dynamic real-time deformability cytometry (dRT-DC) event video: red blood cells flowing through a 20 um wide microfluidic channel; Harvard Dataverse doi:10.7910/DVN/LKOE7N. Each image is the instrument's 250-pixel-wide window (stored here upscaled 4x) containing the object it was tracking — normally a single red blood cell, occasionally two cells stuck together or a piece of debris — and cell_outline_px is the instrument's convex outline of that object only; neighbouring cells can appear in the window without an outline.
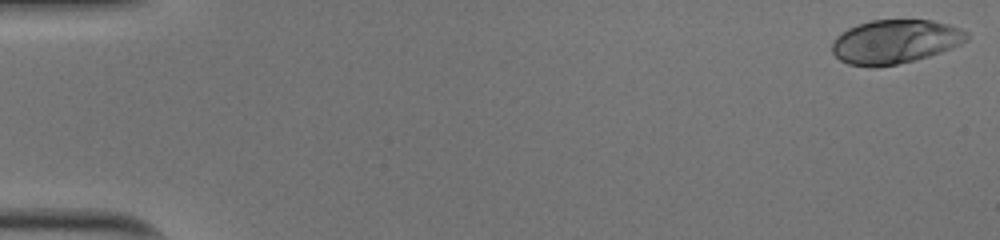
{"species": "human", "species_latin": "Homo sapiens", "temperature_condition": "cold", "stored_images_in_passage": 43, "camera_frame_rate_fps": 3000, "um_per_image_px": 0.085, "donor": {"sex": "male"}, "frame": {"image": 1, "passage_image": 1, "time_ms": 0.0, "image_size_px": [1000, 240], "cell_outline_px": [[968, 40], [952, 48], [916, 60], [876, 68], [872, 68], [848, 64], [840, 60], [832, 52], [832, 44], [836, 36], [848, 28], [872, 20], [932, 20], [948, 24], [960, 28], [968, 32]], "centroid_in_image_um": [76.08, 3.55], "position_along_channel_um": 8.9, "area_um2": 34.56}}
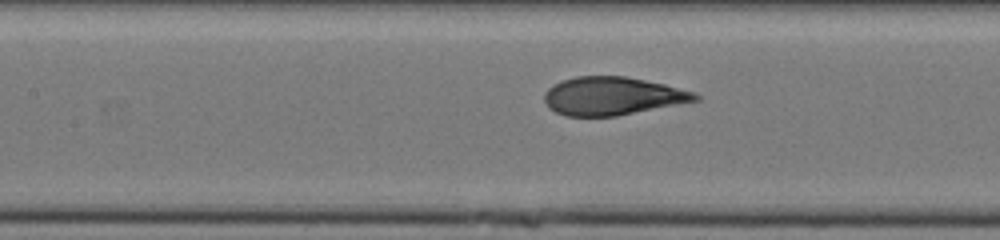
{"frame": {"image": 2, "passage_image": 24, "time_ms": 7.667, "image_size_px": [1000, 240], "cell_outline_px": [[700, 100], [616, 116], [564, 116], [548, 108], [544, 100], [544, 92], [552, 84], [560, 80], [576, 76], [624, 76], [664, 84], [696, 92], [700, 96]], "centroid_in_image_um": [52.02, 8.16], "position_along_channel_um": 155.4, "area_um2": 33.7}}
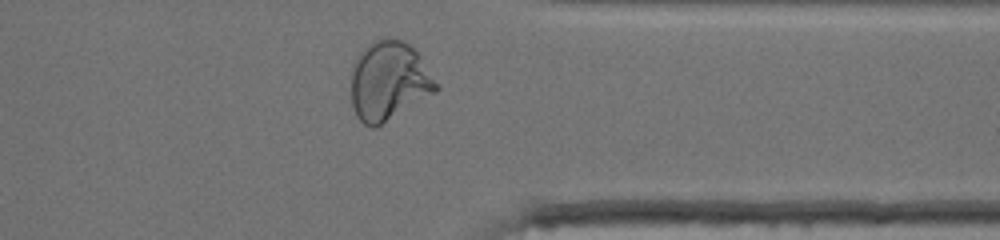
{"frame": {"image": 3, "passage_image": 41, "time_ms": 13.333, "image_size_px": [1000, 240], "cell_outline_px": [[440, 88], [436, 92], [376, 128], [372, 128], [364, 124], [356, 116], [352, 104], [352, 64], [356, 56], [372, 40], [384, 36], [392, 36], [404, 40], [420, 56]], "centroid_in_image_um": [33.03, 6.86], "position_along_channel_um": 378.4, "area_um2": 39.48}, "authors_computed_cell_mechanics": {"area_um2": 34.1598, "velocity_mm_per_s": 4.0187, "shape_relaxation_time_tau1_ms": 6.1192, "shape_relaxation_time_tau2_ms": null, "deformation_change_tau1": 0.245, "deformation_change_tau2": null}}